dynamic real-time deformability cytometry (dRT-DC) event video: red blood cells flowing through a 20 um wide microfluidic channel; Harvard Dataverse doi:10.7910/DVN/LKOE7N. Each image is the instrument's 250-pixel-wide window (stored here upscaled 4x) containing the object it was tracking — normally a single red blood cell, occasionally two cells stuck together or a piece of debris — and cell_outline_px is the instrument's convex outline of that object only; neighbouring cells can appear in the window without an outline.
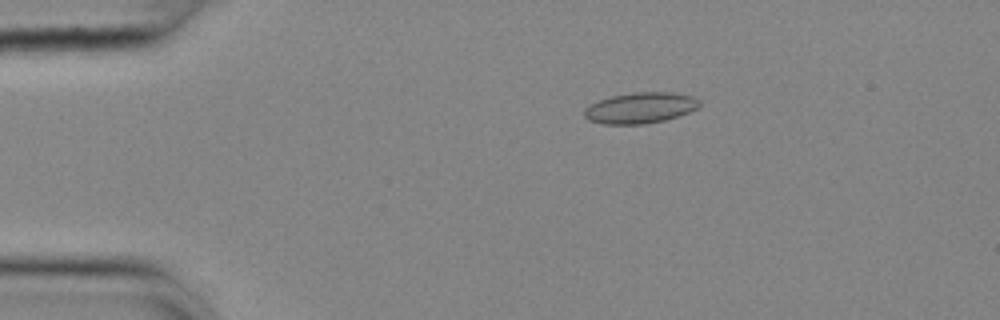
{"species": "common noctule bat (a hibernating species)", "species_latin": "Nyctalus noctula", "temperature_condition": "cold", "stored_images_in_passage": 55, "camera_frame_rate_fps": 3000, "um_per_image_px": 0.085, "animal": {"sex": "female", "body_mass_g": 25.1}, "frame": {"image": 1, "passage_image": 11, "time_ms": 3.333, "image_size_px": [1000, 320], "cell_outline_px": [[700, 104], [696, 108], [688, 112], [664, 120], [644, 124], [604, 124], [588, 120], [584, 116], [584, 108], [600, 100], [612, 96], [632, 92], [672, 92], [692, 96], [700, 100]], "centroid_in_image_um": [54.41, 9.16], "position_along_channel_um": 30.6, "area_um2": 20.58}}
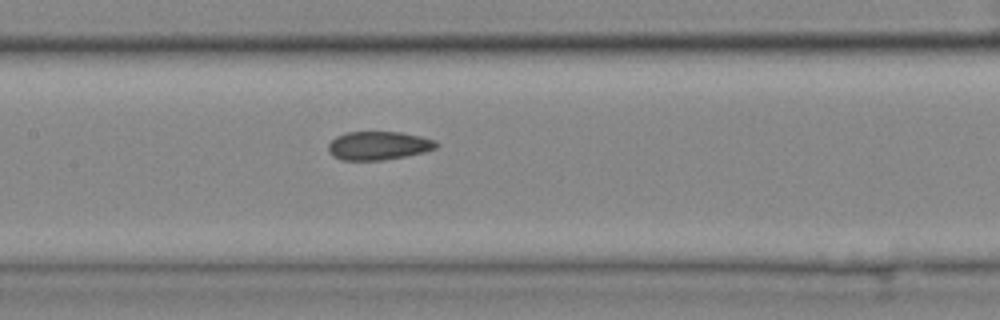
{"frame": {"image": 2, "passage_image": 27, "time_ms": 8.667, "image_size_px": [1000, 320], "cell_outline_px": [[440, 144], [436, 148], [424, 152], [384, 160], [340, 160], [332, 156], [328, 152], [328, 144], [336, 136], [344, 132], [400, 132], [420, 136], [436, 140]], "centroid_in_image_um": [32.15, 12.38], "position_along_channel_um": 175.2, "area_um2": 18.09}}
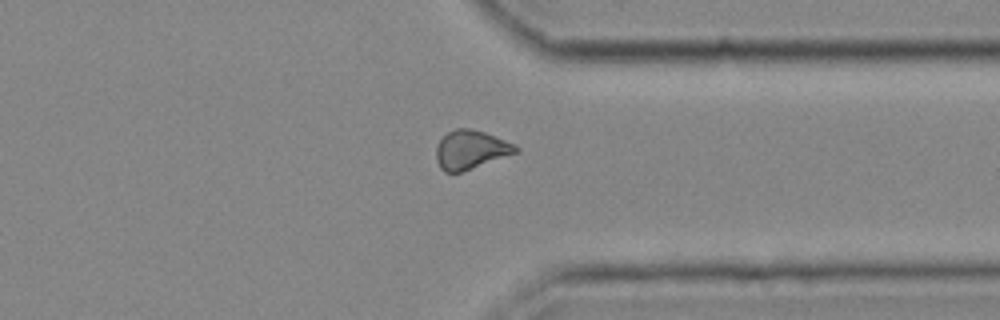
{"frame": {"image": 3, "passage_image": 43, "time_ms": 14.0, "image_size_px": [1000, 320], "cell_outline_px": [[520, 152], [460, 172], [444, 172], [440, 168], [436, 160], [436, 148], [440, 140], [448, 132], [456, 128], [468, 128], [484, 132], [516, 144], [520, 148]], "centroid_in_image_um": [40.04, 12.72], "position_along_channel_um": 371.4, "area_um2": 17.98}, "authors_computed_cell_mechanics": {"area_um2": 18.3804, "velocity_mm_per_s": 3.6904, "shape_relaxation_time_tau1_ms": null, "shape_relaxation_time_tau2_ms": 4.6344, "deformation_change_tau1": null, "deformation_change_tau2": 0.0929}}